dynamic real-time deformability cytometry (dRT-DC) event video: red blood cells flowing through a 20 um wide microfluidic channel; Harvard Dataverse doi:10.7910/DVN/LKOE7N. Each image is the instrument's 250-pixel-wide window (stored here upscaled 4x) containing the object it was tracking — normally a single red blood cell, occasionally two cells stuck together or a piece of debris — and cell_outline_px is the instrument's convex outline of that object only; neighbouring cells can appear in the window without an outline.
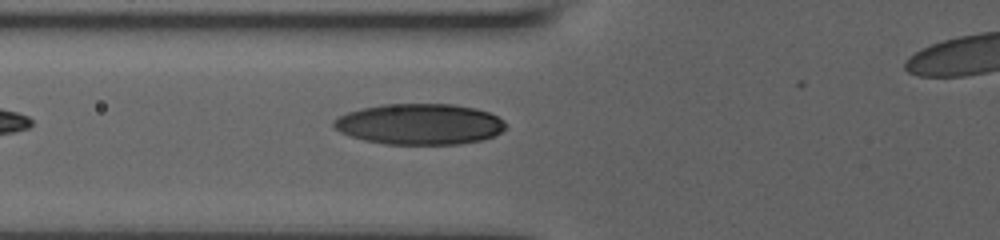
{"species": "human", "species_latin": "Homo sapiens", "temperature_condition": "room temperature", "stored_images_in_passage": 29, "camera_frame_rate_fps": 3000, "um_per_image_px": 0.085, "donor": {"sex": "male"}, "frame": {"image": 1, "passage_image": 3, "time_ms": 0.667, "image_size_px": [1000, 240], "cell_outline_px": [[504, 128], [500, 132], [484, 140], [460, 144], [384, 144], [364, 140], [340, 132], [332, 124], [332, 120], [348, 112], [360, 108], [384, 104], [452, 104], [476, 108], [488, 112], [504, 120]], "centroid_in_image_um": [35.66, 10.55], "position_along_channel_um": 90.1, "area_um2": 40.92}}
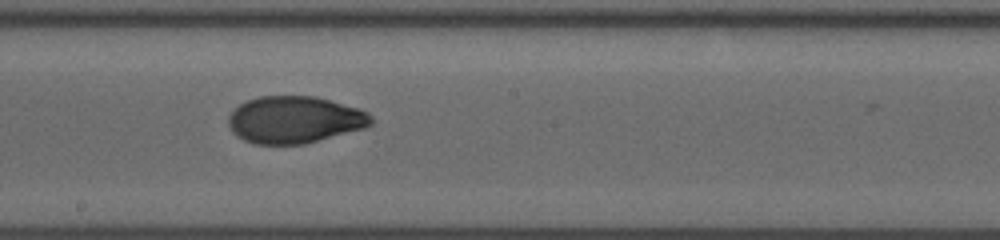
{"frame": {"image": 2, "passage_image": 11, "time_ms": 4.0, "image_size_px": [1000, 240], "cell_outline_px": [[372, 124], [364, 128], [304, 144], [252, 144], [236, 136], [232, 132], [228, 124], [228, 116], [240, 104], [248, 100], [260, 96], [316, 96], [360, 108], [368, 112], [372, 116]], "centroid_in_image_um": [25.04, 10.17], "position_along_channel_um": 223.2, "area_um2": 39.25}}
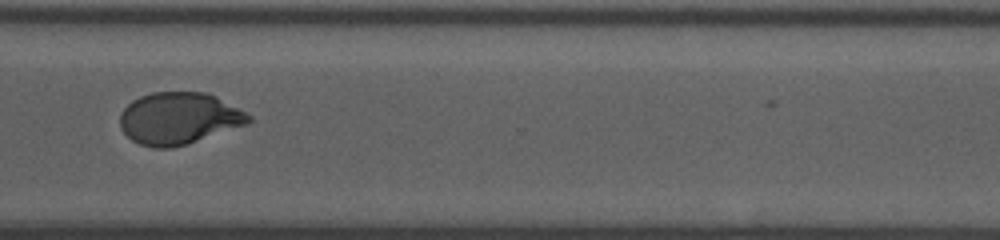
{"frame": {"image": 3, "passage_image": 20, "time_ms": 7.333, "image_size_px": [1000, 240], "cell_outline_px": [[252, 120], [248, 124], [172, 148], [152, 148], [140, 144], [132, 140], [120, 128], [120, 112], [132, 100], [140, 96], [152, 92], [208, 92], [216, 96], [252, 116]], "centroid_in_image_um": [15.18, 10.05], "position_along_channel_um": 355.4, "area_um2": 38.84}}